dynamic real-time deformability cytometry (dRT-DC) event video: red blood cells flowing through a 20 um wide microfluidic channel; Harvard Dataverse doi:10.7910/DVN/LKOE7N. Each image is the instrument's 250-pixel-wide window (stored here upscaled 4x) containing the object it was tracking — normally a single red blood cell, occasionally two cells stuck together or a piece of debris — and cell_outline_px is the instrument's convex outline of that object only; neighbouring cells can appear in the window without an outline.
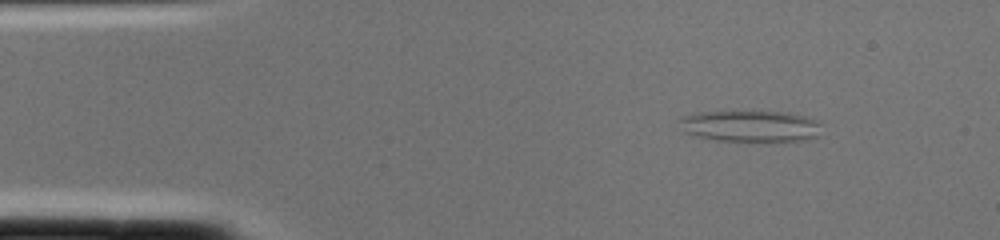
{"species": "common noctule bat (a hibernating species)", "species_latin": "Nyctalus noctula", "temperature_condition": "cold", "stored_images_in_passage": 1, "camera_frame_rate_fps": 3000, "um_per_image_px": 0.085, "animal": {"sex": "female", "body_mass_g": 22.0, "forearm_length_mm": 56.7}, "frame": {"image": 1, "passage_image": 1, "time_ms": 0.0, "image_size_px": [1000, 240], "cell_outline_px": [[820, 124], [816, 136], [804, 140], [716, 140], [696, 136], [684, 132], [680, 120], [680, 116], [700, 112], [788, 112], [808, 116], [816, 120]], "centroid_in_image_um": [63.76, 10.7], "position_along_channel_um": 21.2, "area_um2": 25.43}}